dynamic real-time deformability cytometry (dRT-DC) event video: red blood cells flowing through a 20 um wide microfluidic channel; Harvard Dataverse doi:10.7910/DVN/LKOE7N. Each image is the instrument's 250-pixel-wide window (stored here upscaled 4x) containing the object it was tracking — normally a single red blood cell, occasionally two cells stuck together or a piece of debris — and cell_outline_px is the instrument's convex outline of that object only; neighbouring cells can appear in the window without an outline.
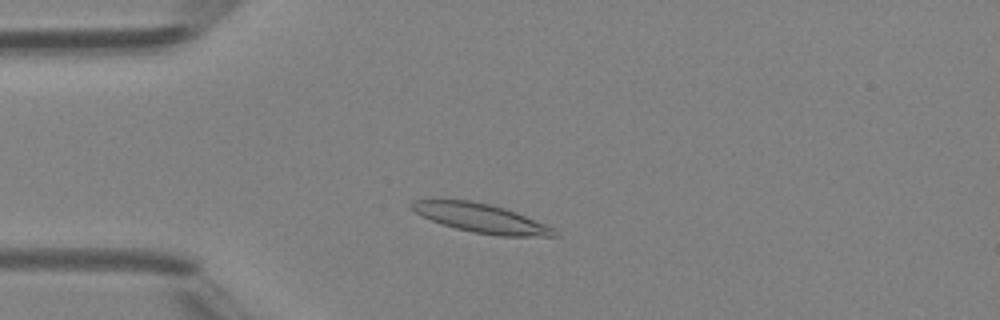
{"species": "Egyptian fruit bat (a non-hibernating species)", "species_latin": "Rousettus aegyptiacus", "temperature_condition": "room temperature", "stored_images_in_passage": 43, "camera_frame_rate_fps": 3000, "um_per_image_px": 0.085, "animal": {"sex": "female"}, "frame": {"image": 1, "passage_image": 8, "time_ms": 2.333, "image_size_px": [1000, 320], "cell_outline_px": [[560, 236], [500, 236], [472, 232], [456, 228], [432, 220], [416, 212], [408, 204], [412, 200], [472, 200], [492, 204], [516, 212], [544, 224], [552, 228]], "centroid_in_image_um": [40.88, 18.53], "position_along_channel_um": 44.1, "area_um2": 23.7}}
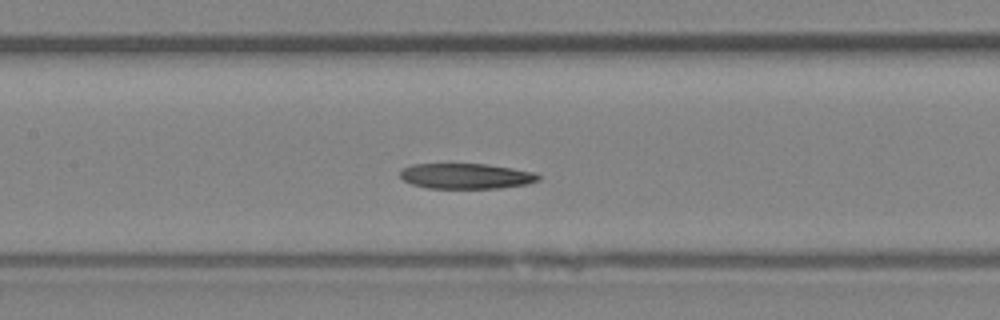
{"frame": {"image": 2, "passage_image": 18, "time_ms": 5.667, "image_size_px": [1000, 320], "cell_outline_px": [[540, 180], [528, 184], [496, 188], [428, 188], [412, 184], [404, 180], [400, 176], [400, 168], [412, 164], [488, 164], [536, 172], [540, 176]], "centroid_in_image_um": [39.62, 14.96], "position_along_channel_um": 167.8, "area_um2": 20.58}}
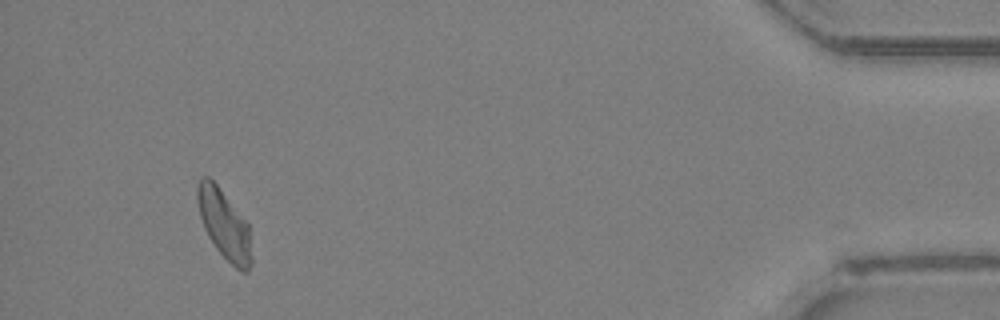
{"frame": {"image": 3, "passage_image": 40, "time_ms": 13.0, "image_size_px": [1000, 320], "cell_outline_px": [[252, 260], [248, 272], [244, 272], [236, 268], [216, 248], [208, 236], [204, 228], [200, 216], [196, 200], [196, 184], [200, 176], [208, 176], [216, 184], [248, 224]], "centroid_in_image_um": [19.02, 19.05], "position_along_channel_um": 416.2, "area_um2": 21.62}}